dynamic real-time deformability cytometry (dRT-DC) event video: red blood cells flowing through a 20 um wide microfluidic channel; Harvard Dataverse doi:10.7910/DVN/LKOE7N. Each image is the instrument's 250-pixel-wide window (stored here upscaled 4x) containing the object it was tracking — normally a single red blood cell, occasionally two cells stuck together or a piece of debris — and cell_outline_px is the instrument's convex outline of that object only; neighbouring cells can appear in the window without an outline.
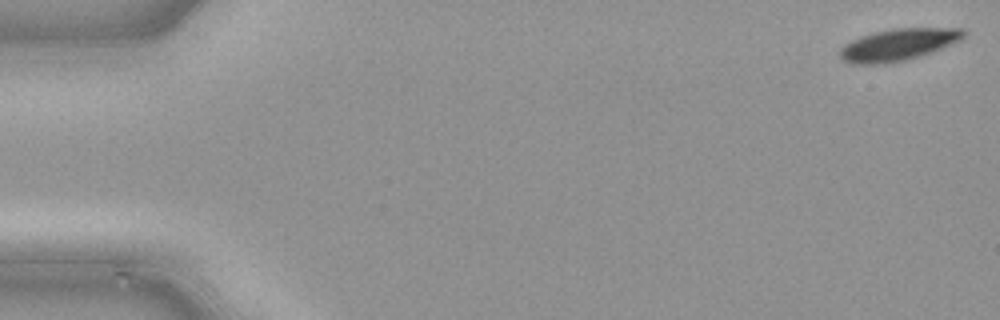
{"species": "common noctule bat (a hibernating species)", "species_latin": "Nyctalus noctula", "temperature_condition": "cold", "stored_images_in_passage": 48, "camera_frame_rate_fps": 3000, "um_per_image_px": 0.085, "animal": {"sex": "male", "body_mass_g": 21.5, "forearm_length_mm": 52.0}, "frame": {"image": 1, "passage_image": 1, "time_ms": 0.0, "image_size_px": [1000, 320], "cell_outline_px": [[968, 32], [960, 40], [920, 56], [904, 60], [884, 64], [852, 64], [844, 60], [840, 56], [840, 48], [844, 44], [860, 36], [872, 32], [892, 28], [964, 28]], "centroid_in_image_um": [76.34, 3.78], "position_along_channel_um": 8.7, "area_um2": 23.0}}
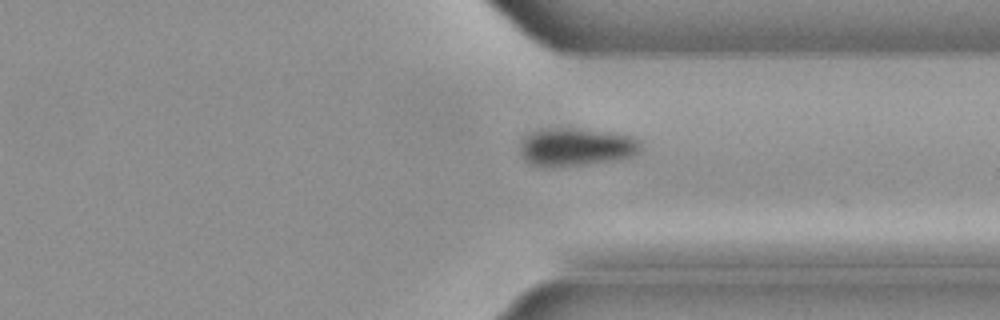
{"frame": {"image": 2, "passage_image": 36, "time_ms": 11.667, "image_size_px": [1000, 320], "cell_outline_px": [[640, 152], [632, 156], [612, 160], [584, 164], [532, 164], [524, 156], [520, 148], [520, 144], [524, 136], [532, 132], [544, 128], [572, 128], [616, 132], [636, 136], [640, 140]], "centroid_in_image_um": [49.07, 12.43], "position_along_channel_um": 362.3, "area_um2": 26.13}}
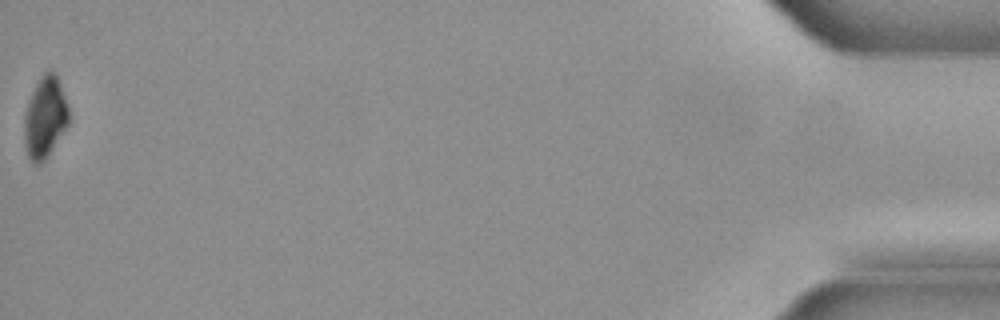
{"frame": {"image": 3, "passage_image": 48, "time_ms": 15.667, "image_size_px": [1000, 320], "cell_outline_px": [[68, 124], [44, 160], [40, 164], [32, 164], [28, 156], [24, 140], [24, 116], [32, 92], [36, 84], [44, 72], [48, 68], [56, 72], [60, 80], [68, 104]], "centroid_in_image_um": [3.83, 9.93], "position_along_channel_um": 431.4, "area_um2": 21.04}}